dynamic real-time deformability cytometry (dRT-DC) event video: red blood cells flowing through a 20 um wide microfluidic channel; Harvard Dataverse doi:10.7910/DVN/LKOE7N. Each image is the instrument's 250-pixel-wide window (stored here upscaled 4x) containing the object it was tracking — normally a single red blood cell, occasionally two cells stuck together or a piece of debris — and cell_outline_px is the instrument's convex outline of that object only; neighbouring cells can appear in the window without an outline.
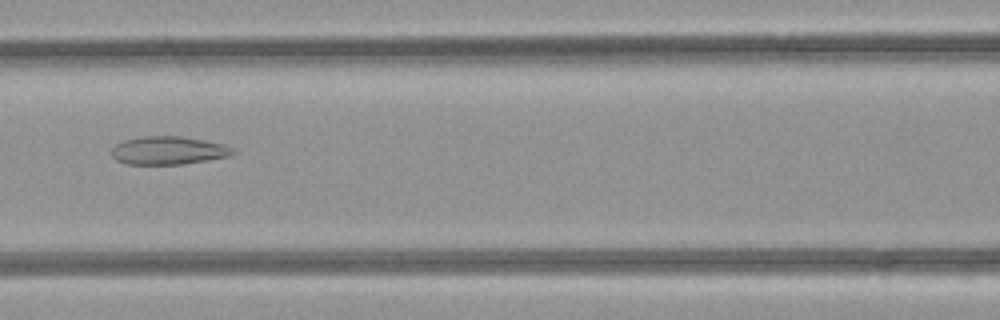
{"species": "common noctule bat (a hibernating species)", "species_latin": "Nyctalus noctula", "temperature_condition": "room temperature", "stored_images_in_passage": 32, "camera_frame_rate_fps": 3000, "um_per_image_px": 0.085, "animal": {"sex": "female", "body_mass_g": 21.9}, "frame": {"image": 1, "passage_image": 12, "time_ms": 3.667, "image_size_px": [1000, 320], "cell_outline_px": [[236, 152], [228, 156], [208, 160], [184, 164], [128, 164], [116, 160], [112, 156], [112, 148], [116, 144], [124, 140], [144, 136], [180, 136], [204, 140], [224, 144], [232, 148]], "centroid_in_image_um": [14.31, 12.79], "position_along_channel_um": 152.3, "area_um2": 19.83}}
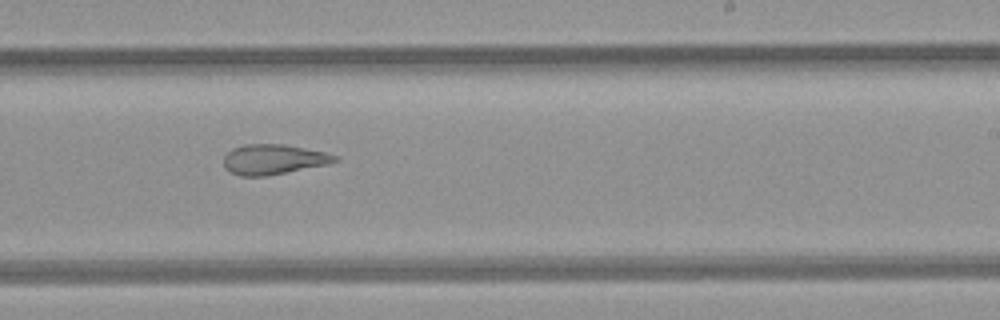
{"frame": {"image": 2, "passage_image": 20, "time_ms": 6.333, "image_size_px": [1000, 320], "cell_outline_px": [[340, 160], [324, 164], [264, 176], [240, 176], [224, 168], [224, 156], [232, 148], [244, 144], [284, 144], [324, 152], [336, 156]], "centroid_in_image_um": [23.17, 13.53], "position_along_channel_um": 265.8, "area_um2": 19.07}}
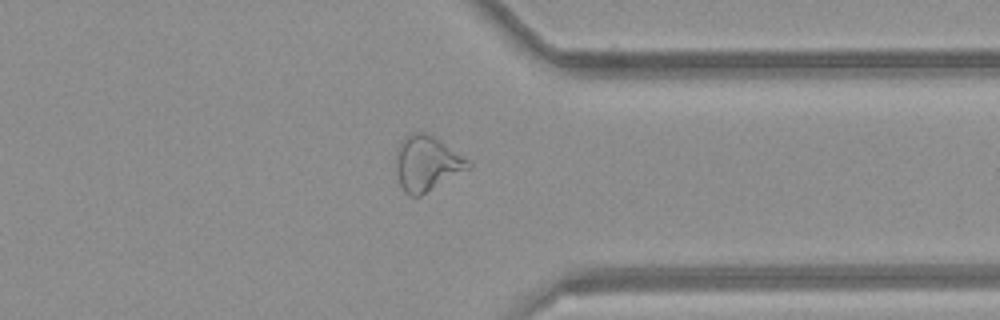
{"frame": {"image": 3, "passage_image": 28, "time_ms": 9.0, "image_size_px": [1000, 320], "cell_outline_px": [[472, 168], [420, 196], [408, 196], [404, 192], [400, 184], [396, 172], [396, 148], [404, 136], [416, 132], [424, 132], [432, 136], [468, 160], [472, 164]], "centroid_in_image_um": [36.26, 13.92], "position_along_channel_um": 375.1, "area_um2": 23.18}, "authors_computed_cell_mechanics": {"area_um2": 20.7502, "velocity_mm_per_s": 4.2602, "shape_relaxation_time_tau1_ms": null, "shape_relaxation_time_tau2_ms": 3.6002, "deformation_change_tau1": null, "deformation_change_tau2": 0.1276}}